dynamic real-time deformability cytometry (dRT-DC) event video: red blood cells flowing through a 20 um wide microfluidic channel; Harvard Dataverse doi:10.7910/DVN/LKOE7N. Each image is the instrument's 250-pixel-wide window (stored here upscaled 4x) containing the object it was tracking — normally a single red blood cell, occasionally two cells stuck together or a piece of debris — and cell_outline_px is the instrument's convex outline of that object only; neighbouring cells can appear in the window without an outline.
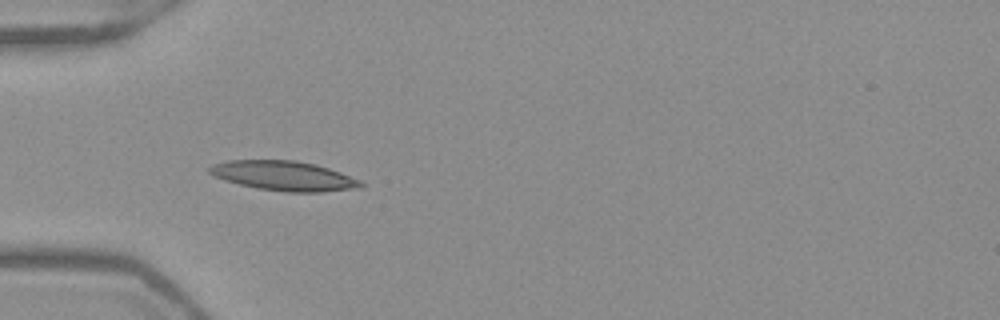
{"species": "Egyptian fruit bat (a non-hibernating species)", "species_latin": "Rousettus aegyptiacus", "temperature_condition": "warm", "stored_images_in_passage": 35, "camera_frame_rate_fps": 3000, "um_per_image_px": 0.085, "frame": {"image": 1, "passage_image": 1, "time_ms": 0.0, "image_size_px": [1000, 320], "cell_outline_px": [[364, 184], [360, 188], [320, 192], [288, 192], [260, 188], [240, 184], [224, 180], [208, 172], [208, 168], [212, 164], [228, 160], [296, 160], [316, 164], [340, 172], [360, 180]], "centroid_in_image_um": [24.14, 14.94], "position_along_channel_um": 60.9, "area_um2": 26.01}}
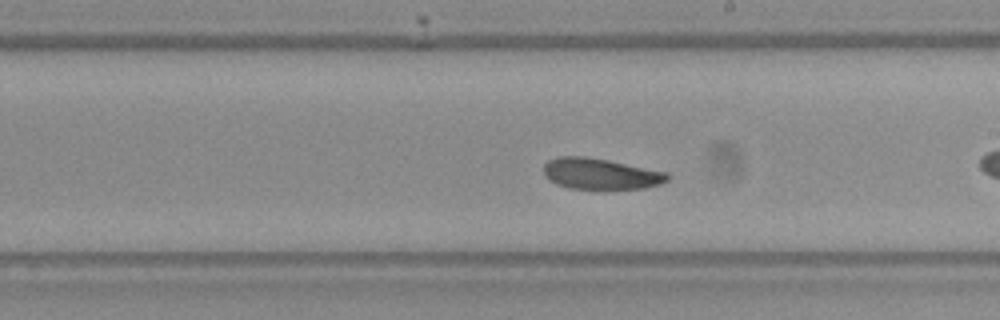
{"frame": {"image": 2, "passage_image": 12, "time_ms": 3.667, "image_size_px": [1000, 320], "cell_outline_px": [[668, 180], [660, 184], [644, 188], [568, 188], [556, 184], [544, 176], [544, 164], [548, 160], [556, 156], [584, 156], [608, 160], [668, 172]], "centroid_in_image_um": [51.01, 14.76], "position_along_channel_um": 238.0, "area_um2": 22.25}}
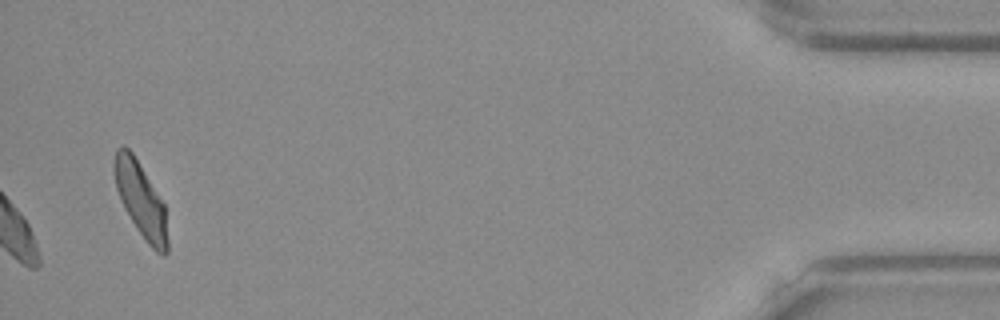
{"frame": {"image": 3, "passage_image": 35, "time_ms": 11.333, "image_size_px": [1000, 320], "cell_outline_px": [[168, 252], [164, 256], [156, 252], [148, 244], [136, 228], [124, 208], [120, 200], [116, 188], [112, 172], [112, 160], [116, 148], [124, 144], [132, 152], [164, 204], [168, 240]], "centroid_in_image_um": [11.92, 16.96], "position_along_channel_um": 423.3, "area_um2": 23.41}, "authors_computed_cell_mechanics": {"area_um2": 23.0622, "velocity_mm_per_s": 3.8747, "shape_relaxation_time_tau1_ms": 2.2481, "shape_relaxation_time_tau2_ms": 2.7667, "deformation_change_tau1": 0.075, "deformation_change_tau2": 0.0572}}